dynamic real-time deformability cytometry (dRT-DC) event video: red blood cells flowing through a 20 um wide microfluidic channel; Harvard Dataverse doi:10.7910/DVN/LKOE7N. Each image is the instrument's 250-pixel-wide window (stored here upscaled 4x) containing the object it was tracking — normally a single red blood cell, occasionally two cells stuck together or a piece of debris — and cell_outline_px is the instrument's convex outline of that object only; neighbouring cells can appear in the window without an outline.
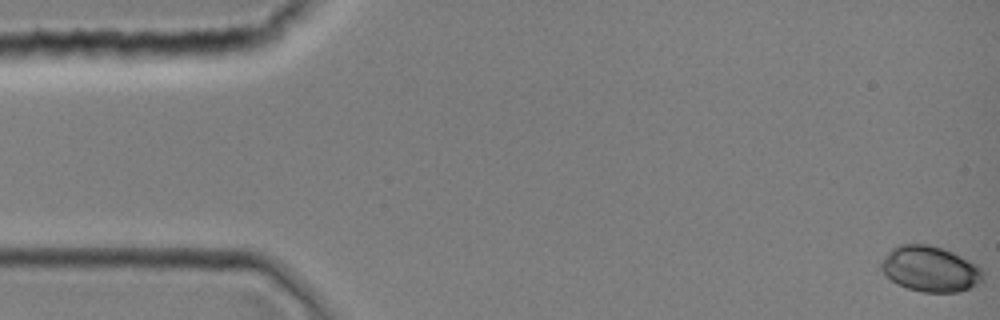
{"species": "common noctule bat (a hibernating species)", "species_latin": "Nyctalus noctula", "temperature_condition": "room temperature", "stored_images_in_passage": 40, "camera_frame_rate_fps": 3000, "um_per_image_px": 0.085, "animal": {"sex": "female", "body_mass_g": 19.0, "forearm_length_mm": 51.5}, "frame": {"image": 1, "passage_image": 1, "time_ms": 0.0, "image_size_px": [1000, 320], "cell_outline_px": [[984, 280], [980, 284], [960, 292], [924, 292], [908, 288], [896, 284], [880, 268], [880, 260], [892, 248], [900, 244], [928, 244], [944, 248], [976, 264], [984, 272]], "centroid_in_image_um": [79.08, 22.86], "position_along_channel_um": 5.9, "area_um2": 27.22}}
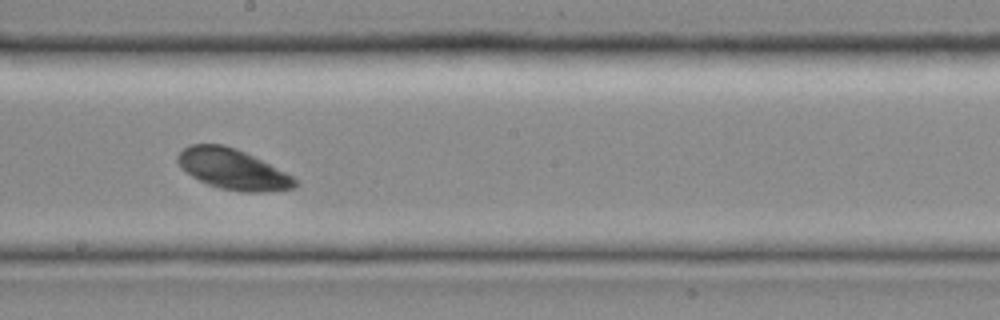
{"frame": {"image": 2, "passage_image": 23, "time_ms": 7.333, "image_size_px": [1000, 320], "cell_outline_px": [[300, 184], [296, 188], [264, 192], [244, 192], [220, 188], [208, 184], [192, 176], [180, 168], [176, 160], [176, 156], [188, 144], [224, 144], [236, 148], [292, 176]], "centroid_in_image_um": [19.75, 14.38], "position_along_channel_um": 228.4, "area_um2": 27.51}}
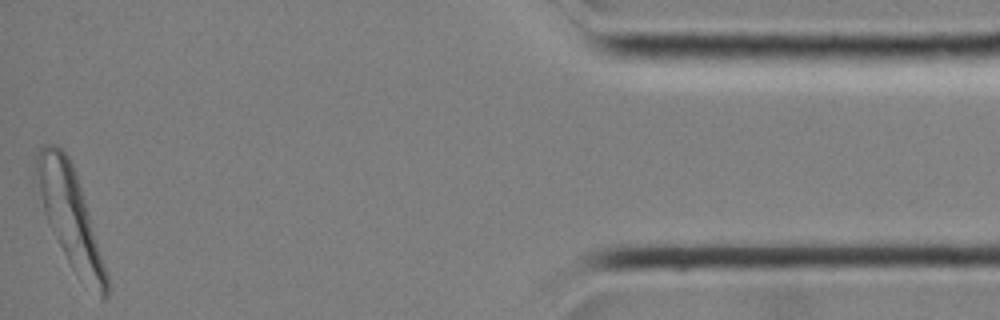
{"frame": {"image": 3, "passage_image": 40, "time_ms": 13.0, "image_size_px": [1000, 320], "cell_outline_px": [[108, 296], [104, 300], [100, 300], [76, 276], [48, 224], [32, 176], [36, 156], [40, 144], [56, 144], [68, 156], [72, 164], [88, 212], [108, 276]], "centroid_in_image_um": [5.91, 18.46], "position_along_channel_um": 429.3, "area_um2": 40.52}}